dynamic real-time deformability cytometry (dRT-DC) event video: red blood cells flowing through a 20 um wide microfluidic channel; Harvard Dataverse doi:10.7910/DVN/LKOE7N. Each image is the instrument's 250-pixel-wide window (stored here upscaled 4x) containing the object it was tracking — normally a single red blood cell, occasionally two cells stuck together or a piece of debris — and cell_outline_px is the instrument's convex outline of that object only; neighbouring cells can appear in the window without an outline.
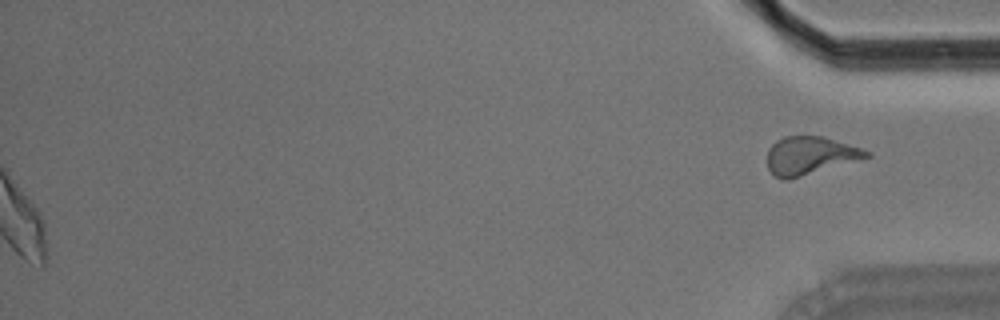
{"species": "Egyptian fruit bat (a non-hibernating species)", "species_latin": "Rousettus aegyptiacus", "temperature_condition": "room temperature", "stored_images_in_passage": 44, "segment_of_instrument_passage": [2, 2], "camera_frame_rate_fps": 3000, "um_per_image_px": 0.085, "animal": {"sex": "male"}, "frame": {"image": 1, "passage_image": 44, "time_ms": 14.333, "image_size_px": [1000, 320], "cell_outline_px": [[872, 156], [788, 180], [780, 180], [768, 168], [768, 148], [776, 140], [784, 136], [824, 136], [872, 152]], "centroid_in_image_um": [68.84, 13.22], "position_along_channel_um": 366.4, "area_um2": 21.91}}